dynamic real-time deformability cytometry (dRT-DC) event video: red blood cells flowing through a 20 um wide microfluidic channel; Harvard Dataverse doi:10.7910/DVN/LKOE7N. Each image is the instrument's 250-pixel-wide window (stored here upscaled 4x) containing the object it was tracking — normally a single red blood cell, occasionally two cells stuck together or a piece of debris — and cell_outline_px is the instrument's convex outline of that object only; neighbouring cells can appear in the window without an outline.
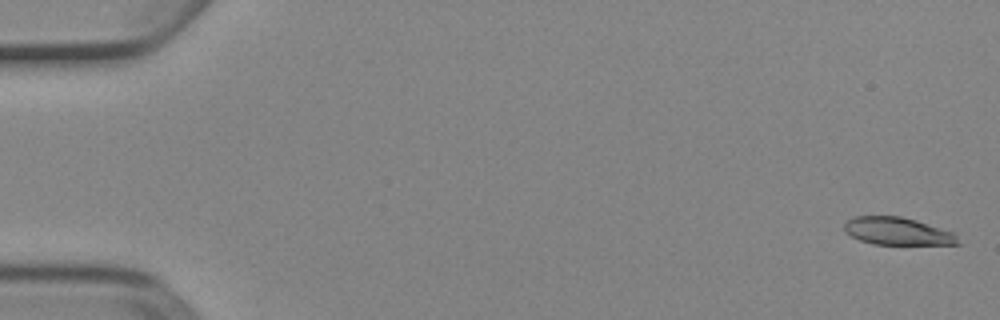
{"species": "Egyptian fruit bat (a non-hibernating species)", "species_latin": "Rousettus aegyptiacus", "temperature_condition": "cold", "stored_images_in_passage": 53, "camera_frame_rate_fps": 3000, "um_per_image_px": 0.085, "animal": {"sex": "female"}, "frame": {"image": 1, "passage_image": 2, "time_ms": 0.333, "image_size_px": [1000, 320], "cell_outline_px": [[960, 244], [872, 244], [860, 240], [844, 232], [844, 224], [852, 216], [900, 216], [916, 220], [956, 232]], "centroid_in_image_um": [76.3, 19.64], "position_along_channel_um": 8.7, "area_um2": 18.38}}
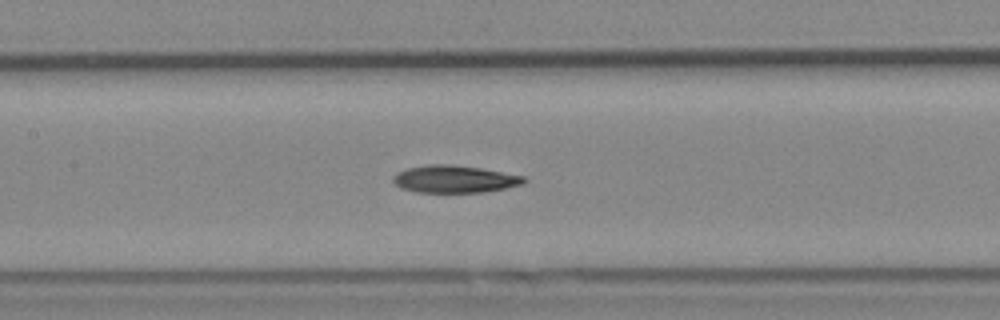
{"frame": {"image": 2, "passage_image": 26, "time_ms": 8.333, "image_size_px": [1000, 320], "cell_outline_px": [[528, 180], [524, 184], [484, 192], [416, 192], [400, 188], [392, 180], [392, 176], [396, 172], [408, 168], [428, 164], [448, 164], [480, 168], [524, 176]], "centroid_in_image_um": [38.61, 15.22], "position_along_channel_um": 168.8, "area_um2": 20.87}}
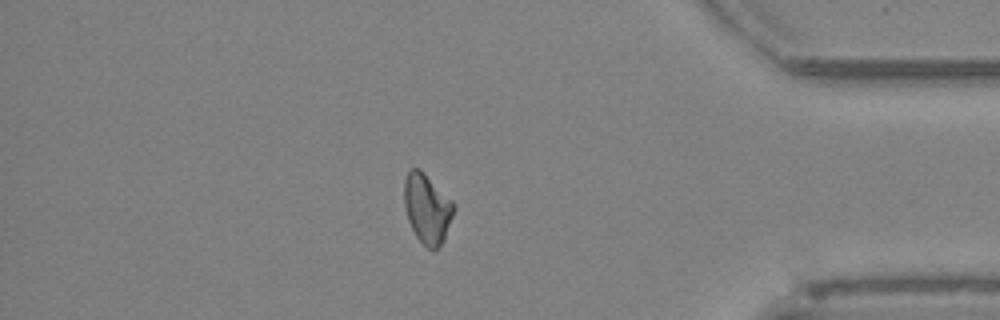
{"frame": {"image": 3, "passage_image": 46, "time_ms": 15.0, "image_size_px": [1000, 320], "cell_outline_px": [[456, 208], [444, 240], [436, 248], [428, 248], [416, 236], [408, 220], [404, 208], [404, 180], [408, 172], [412, 168], [420, 168], [456, 204]], "centroid_in_image_um": [36.32, 17.69], "position_along_channel_um": 398.9, "area_um2": 20.11}, "authors_computed_cell_mechanics": {"area_um2": 20.4034, "velocity_mm_per_s": 3.9002, "shape_relaxation_time_tau1_ms": 10.0977, "shape_relaxation_time_tau2_ms": null, "deformation_change_tau1": 0.1996, "deformation_change_tau2": null}}